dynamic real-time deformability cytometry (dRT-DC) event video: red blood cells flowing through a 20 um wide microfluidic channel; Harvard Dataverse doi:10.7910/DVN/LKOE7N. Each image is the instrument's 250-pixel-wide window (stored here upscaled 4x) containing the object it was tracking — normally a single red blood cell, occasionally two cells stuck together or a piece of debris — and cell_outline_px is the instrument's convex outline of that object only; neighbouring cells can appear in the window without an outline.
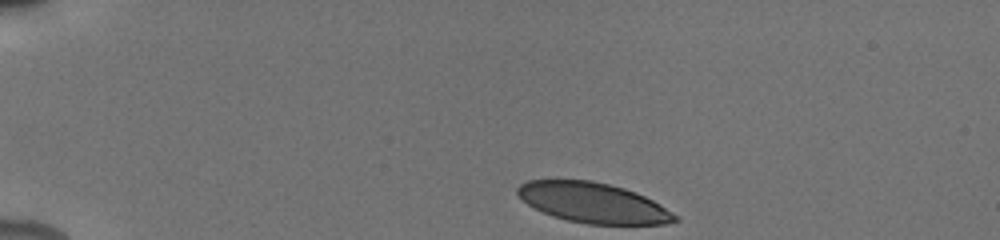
{"species": "human", "species_latin": "Homo sapiens", "temperature_condition": "cold", "stored_images_in_passage": 13, "camera_frame_rate_fps": 3000, "um_per_image_px": 0.085, "donor": {"sex": "male"}, "frame": {"image": 1, "passage_image": 1, "time_ms": 0.0, "image_size_px": [1000, 240], "cell_outline_px": [[680, 220], [664, 224], [588, 224], [568, 220], [552, 216], [528, 204], [516, 192], [516, 188], [520, 184], [528, 180], [588, 180], [608, 184], [624, 188], [644, 196], [652, 200], [680, 216]], "centroid_in_image_um": [50.44, 17.24], "position_along_channel_um": 34.6, "area_um2": 36.53}}